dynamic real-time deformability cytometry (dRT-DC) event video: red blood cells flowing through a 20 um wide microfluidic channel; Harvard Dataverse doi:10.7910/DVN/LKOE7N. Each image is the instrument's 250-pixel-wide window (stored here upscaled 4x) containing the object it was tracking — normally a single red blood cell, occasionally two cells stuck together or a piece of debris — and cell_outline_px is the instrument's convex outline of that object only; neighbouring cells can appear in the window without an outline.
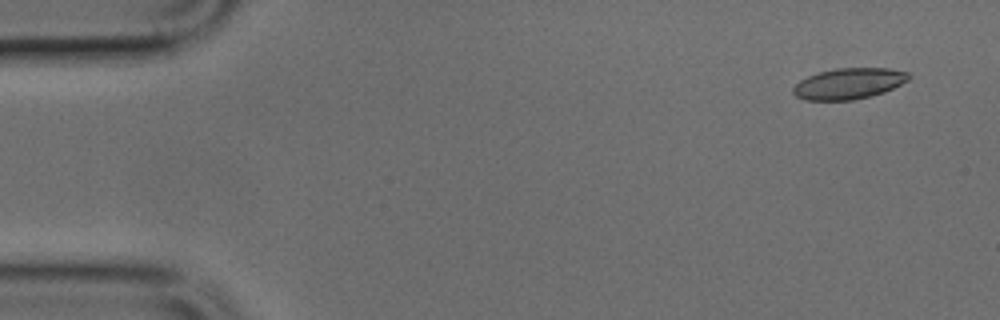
{"species": "common noctule bat (a hibernating species)", "species_latin": "Nyctalus noctula", "temperature_condition": "cold", "stored_images_in_passage": 4, "camera_frame_rate_fps": 3000, "um_per_image_px": 0.085, "animal": {"sex": "male", "body_mass_g": 17.9, "forearm_length_mm": 54.2}, "frame": {"image": 1, "passage_image": 1, "time_ms": 0.0, "image_size_px": [1000, 320], "cell_outline_px": [[912, 76], [908, 80], [884, 92], [872, 96], [852, 100], [804, 100], [796, 96], [792, 92], [792, 88], [800, 80], [808, 76], [820, 72], [836, 68], [888, 68], [908, 72]], "centroid_in_image_um": [72.15, 7.1], "position_along_channel_um": 12.9, "area_um2": 20.87}}